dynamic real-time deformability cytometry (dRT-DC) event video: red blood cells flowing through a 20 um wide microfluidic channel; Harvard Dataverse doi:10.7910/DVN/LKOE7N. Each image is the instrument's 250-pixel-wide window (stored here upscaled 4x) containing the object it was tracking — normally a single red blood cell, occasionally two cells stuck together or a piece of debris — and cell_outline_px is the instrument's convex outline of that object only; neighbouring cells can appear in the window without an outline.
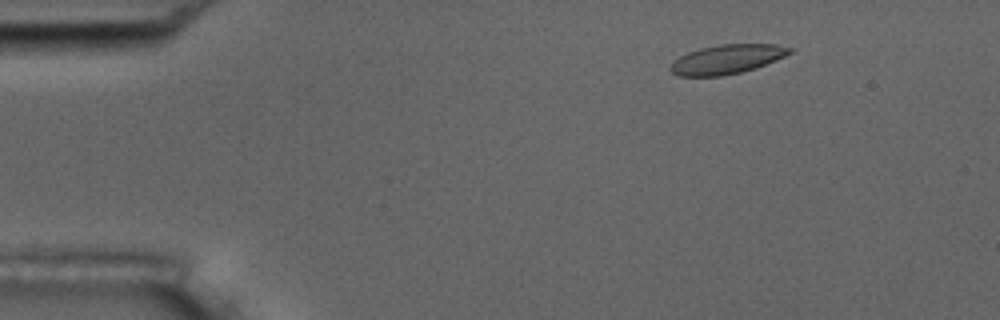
{"species": "common noctule bat (a hibernating species)", "species_latin": "Nyctalus noctula", "temperature_condition": "room temperature", "stored_images_in_passage": 4, "camera_frame_rate_fps": 3000, "um_per_image_px": 0.085, "animal": {"sex": "male", "body_mass_g": 17.5, "forearm_length_mm": 52.3}, "frame": {"image": 1, "passage_image": 2, "time_ms": 1.0, "image_size_px": [1000, 320], "cell_outline_px": [[796, 48], [792, 52], [776, 60], [756, 68], [740, 72], [720, 76], [676, 76], [668, 68], [680, 56], [688, 52], [700, 48], [720, 44], [776, 44]], "centroid_in_image_um": [61.82, 5.03], "position_along_channel_um": 23.2, "area_um2": 20.35}}